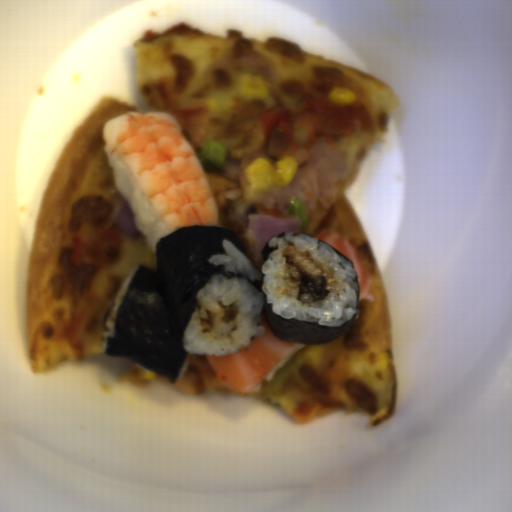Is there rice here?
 Instances as JSON below:
<instances>
[{"instance_id": "rice-1", "label": "rice", "mask_w": 512, "mask_h": 512, "mask_svg": "<svg viewBox=\"0 0 512 512\" xmlns=\"http://www.w3.org/2000/svg\"><path fill=\"white\" fill-rule=\"evenodd\" d=\"M270 245L279 244V249L270 254L261 271L227 239L221 240L224 253L208 256L209 264L223 266L226 273L245 276L250 281H260L261 290L266 293V303H273L274 313L283 318L304 319L306 314L320 317L319 324L341 325L350 319L356 311L358 295L357 284L353 283L355 270L350 261L337 254L325 243H318L310 235H285L273 238ZM297 246L313 255L318 264L328 268L336 275L335 290L325 299L301 303L297 300V290H288L282 282V269L285 264V251Z\"/></svg>"}, {"instance_id": "rice-2", "label": "rice", "mask_w": 512, "mask_h": 512, "mask_svg": "<svg viewBox=\"0 0 512 512\" xmlns=\"http://www.w3.org/2000/svg\"><path fill=\"white\" fill-rule=\"evenodd\" d=\"M197 298L201 301L202 309L192 314L185 330L184 346L187 352L199 356L225 357L235 355L241 349L250 347L252 338L267 332L262 322V308L265 301L263 292L247 284L241 278L228 279L221 274H215L212 281L205 284ZM224 304L236 301L241 306V312L234 322L223 324L220 316L222 309L217 300ZM205 308L218 312L212 334L200 332L199 318L207 317Z\"/></svg>"}, {"instance_id": "rice-3", "label": "rice", "mask_w": 512, "mask_h": 512, "mask_svg": "<svg viewBox=\"0 0 512 512\" xmlns=\"http://www.w3.org/2000/svg\"><path fill=\"white\" fill-rule=\"evenodd\" d=\"M105 156L114 185L134 215L135 225L156 253V244L171 229L127 165L115 154L104 137Z\"/></svg>"}, {"instance_id": "rice-4", "label": "rice", "mask_w": 512, "mask_h": 512, "mask_svg": "<svg viewBox=\"0 0 512 512\" xmlns=\"http://www.w3.org/2000/svg\"><path fill=\"white\" fill-rule=\"evenodd\" d=\"M137 267H138V265L133 267L131 269V271L128 273V275L126 276V278L124 279L122 285L120 286V288L114 298L112 308L104 321L107 331L102 333V339H101V343H100L101 353L104 352V350L106 348V338L109 335H112L114 333L115 323H116V319H117V315H118V311L120 308V304H121L123 295L125 293L128 283H129L131 277L133 276V274L135 273Z\"/></svg>"}, {"instance_id": "rice-5", "label": "rice", "mask_w": 512, "mask_h": 512, "mask_svg": "<svg viewBox=\"0 0 512 512\" xmlns=\"http://www.w3.org/2000/svg\"><path fill=\"white\" fill-rule=\"evenodd\" d=\"M306 344H298L286 357H284L252 390L262 391L265 387H267L270 382L273 380L276 372L282 368L286 363H288L295 352L305 347Z\"/></svg>"}]
</instances>
